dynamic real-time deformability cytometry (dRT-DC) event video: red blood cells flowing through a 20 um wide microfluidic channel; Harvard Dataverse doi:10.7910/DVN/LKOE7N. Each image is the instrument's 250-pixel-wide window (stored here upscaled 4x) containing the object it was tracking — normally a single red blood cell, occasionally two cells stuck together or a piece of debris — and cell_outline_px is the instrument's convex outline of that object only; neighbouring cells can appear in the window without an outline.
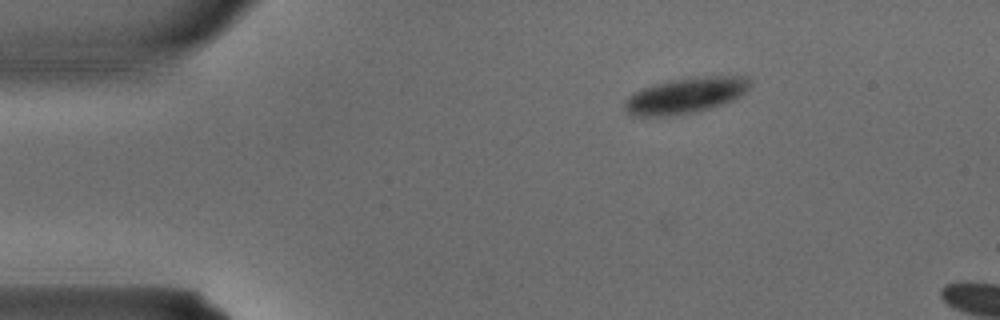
{"species": "common noctule bat (a hibernating species)", "species_latin": "Nyctalus noctula", "temperature_condition": "warm", "stored_images_in_passage": 4, "camera_frame_rate_fps": 3000, "um_per_image_px": 0.085, "animal": {"sex": "male", "body_mass_g": 15.6}, "frame": {"image": 1, "passage_image": 3, "time_ms": 0.667, "image_size_px": [1000, 320], "cell_outline_px": [[752, 84], [740, 96], [724, 104], [696, 112], [668, 116], [636, 116], [628, 112], [624, 108], [624, 100], [628, 96], [644, 88], [656, 84], [688, 76], [748, 76]], "centroid_in_image_um": [58.31, 8.11], "position_along_channel_um": 26.7, "area_um2": 26.18}}